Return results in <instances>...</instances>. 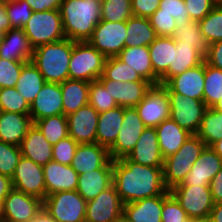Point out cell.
<instances>
[{"mask_svg": "<svg viewBox=\"0 0 222 222\" xmlns=\"http://www.w3.org/2000/svg\"><path fill=\"white\" fill-rule=\"evenodd\" d=\"M163 167H150L127 157L113 160V185L124 204L169 191L163 179Z\"/></svg>", "mask_w": 222, "mask_h": 222, "instance_id": "1", "label": "cell"}, {"mask_svg": "<svg viewBox=\"0 0 222 222\" xmlns=\"http://www.w3.org/2000/svg\"><path fill=\"white\" fill-rule=\"evenodd\" d=\"M60 13L65 37L88 41L101 21V0H63Z\"/></svg>", "mask_w": 222, "mask_h": 222, "instance_id": "2", "label": "cell"}, {"mask_svg": "<svg viewBox=\"0 0 222 222\" xmlns=\"http://www.w3.org/2000/svg\"><path fill=\"white\" fill-rule=\"evenodd\" d=\"M74 41L64 38L34 48L31 62L46 82L63 83L69 79V64Z\"/></svg>", "mask_w": 222, "mask_h": 222, "instance_id": "3", "label": "cell"}, {"mask_svg": "<svg viewBox=\"0 0 222 222\" xmlns=\"http://www.w3.org/2000/svg\"><path fill=\"white\" fill-rule=\"evenodd\" d=\"M205 147L206 144L196 134H192L175 154L164 159L163 179L168 190L185 180Z\"/></svg>", "mask_w": 222, "mask_h": 222, "instance_id": "4", "label": "cell"}, {"mask_svg": "<svg viewBox=\"0 0 222 222\" xmlns=\"http://www.w3.org/2000/svg\"><path fill=\"white\" fill-rule=\"evenodd\" d=\"M106 57L88 41L74 42L69 64V79L92 82L103 73Z\"/></svg>", "mask_w": 222, "mask_h": 222, "instance_id": "5", "label": "cell"}, {"mask_svg": "<svg viewBox=\"0 0 222 222\" xmlns=\"http://www.w3.org/2000/svg\"><path fill=\"white\" fill-rule=\"evenodd\" d=\"M23 30L33 48L66 38L60 10L32 12Z\"/></svg>", "mask_w": 222, "mask_h": 222, "instance_id": "6", "label": "cell"}, {"mask_svg": "<svg viewBox=\"0 0 222 222\" xmlns=\"http://www.w3.org/2000/svg\"><path fill=\"white\" fill-rule=\"evenodd\" d=\"M87 201L76 191H59L46 196L43 209L57 222H85Z\"/></svg>", "mask_w": 222, "mask_h": 222, "instance_id": "7", "label": "cell"}, {"mask_svg": "<svg viewBox=\"0 0 222 222\" xmlns=\"http://www.w3.org/2000/svg\"><path fill=\"white\" fill-rule=\"evenodd\" d=\"M162 86L168 92L170 118L191 134H196L207 109L204 101L174 93L165 84Z\"/></svg>", "mask_w": 222, "mask_h": 222, "instance_id": "8", "label": "cell"}, {"mask_svg": "<svg viewBox=\"0 0 222 222\" xmlns=\"http://www.w3.org/2000/svg\"><path fill=\"white\" fill-rule=\"evenodd\" d=\"M43 209V200L12 189L0 207L4 222H31Z\"/></svg>", "mask_w": 222, "mask_h": 222, "instance_id": "9", "label": "cell"}, {"mask_svg": "<svg viewBox=\"0 0 222 222\" xmlns=\"http://www.w3.org/2000/svg\"><path fill=\"white\" fill-rule=\"evenodd\" d=\"M127 35L126 21H100L88 42L106 58L116 57L124 48Z\"/></svg>", "mask_w": 222, "mask_h": 222, "instance_id": "10", "label": "cell"}, {"mask_svg": "<svg viewBox=\"0 0 222 222\" xmlns=\"http://www.w3.org/2000/svg\"><path fill=\"white\" fill-rule=\"evenodd\" d=\"M14 189L44 200L47 196L43 167L21 156L11 178Z\"/></svg>", "mask_w": 222, "mask_h": 222, "instance_id": "11", "label": "cell"}, {"mask_svg": "<svg viewBox=\"0 0 222 222\" xmlns=\"http://www.w3.org/2000/svg\"><path fill=\"white\" fill-rule=\"evenodd\" d=\"M135 108L146 127L156 128L170 118L167 90L162 85H152Z\"/></svg>", "mask_w": 222, "mask_h": 222, "instance_id": "12", "label": "cell"}, {"mask_svg": "<svg viewBox=\"0 0 222 222\" xmlns=\"http://www.w3.org/2000/svg\"><path fill=\"white\" fill-rule=\"evenodd\" d=\"M169 191L189 218L210 215L214 205L210 186H175Z\"/></svg>", "mask_w": 222, "mask_h": 222, "instance_id": "13", "label": "cell"}, {"mask_svg": "<svg viewBox=\"0 0 222 222\" xmlns=\"http://www.w3.org/2000/svg\"><path fill=\"white\" fill-rule=\"evenodd\" d=\"M123 211L124 203L112 184L87 201L85 222H116Z\"/></svg>", "mask_w": 222, "mask_h": 222, "instance_id": "14", "label": "cell"}, {"mask_svg": "<svg viewBox=\"0 0 222 222\" xmlns=\"http://www.w3.org/2000/svg\"><path fill=\"white\" fill-rule=\"evenodd\" d=\"M146 126L135 107L124 108V117L114 145L109 149L112 160L126 157L135 147Z\"/></svg>", "mask_w": 222, "mask_h": 222, "instance_id": "15", "label": "cell"}, {"mask_svg": "<svg viewBox=\"0 0 222 222\" xmlns=\"http://www.w3.org/2000/svg\"><path fill=\"white\" fill-rule=\"evenodd\" d=\"M67 117L69 136L78 144L96 143L99 113L87 104Z\"/></svg>", "mask_w": 222, "mask_h": 222, "instance_id": "16", "label": "cell"}, {"mask_svg": "<svg viewBox=\"0 0 222 222\" xmlns=\"http://www.w3.org/2000/svg\"><path fill=\"white\" fill-rule=\"evenodd\" d=\"M222 168V158L211 148L206 146L185 180L177 186H210L211 180Z\"/></svg>", "mask_w": 222, "mask_h": 222, "instance_id": "17", "label": "cell"}, {"mask_svg": "<svg viewBox=\"0 0 222 222\" xmlns=\"http://www.w3.org/2000/svg\"><path fill=\"white\" fill-rule=\"evenodd\" d=\"M130 161L150 167H163V156L154 127H146L134 149L126 156Z\"/></svg>", "mask_w": 222, "mask_h": 222, "instance_id": "18", "label": "cell"}, {"mask_svg": "<svg viewBox=\"0 0 222 222\" xmlns=\"http://www.w3.org/2000/svg\"><path fill=\"white\" fill-rule=\"evenodd\" d=\"M63 114V102L60 83L46 82L35 100L30 104L32 121Z\"/></svg>", "mask_w": 222, "mask_h": 222, "instance_id": "19", "label": "cell"}, {"mask_svg": "<svg viewBox=\"0 0 222 222\" xmlns=\"http://www.w3.org/2000/svg\"><path fill=\"white\" fill-rule=\"evenodd\" d=\"M205 61L190 68L180 75L171 77L165 85L174 93L182 96L203 100L205 85Z\"/></svg>", "mask_w": 222, "mask_h": 222, "instance_id": "20", "label": "cell"}, {"mask_svg": "<svg viewBox=\"0 0 222 222\" xmlns=\"http://www.w3.org/2000/svg\"><path fill=\"white\" fill-rule=\"evenodd\" d=\"M47 196L59 191L77 189L79 174L71 165H63L51 160L43 166Z\"/></svg>", "mask_w": 222, "mask_h": 222, "instance_id": "21", "label": "cell"}, {"mask_svg": "<svg viewBox=\"0 0 222 222\" xmlns=\"http://www.w3.org/2000/svg\"><path fill=\"white\" fill-rule=\"evenodd\" d=\"M106 90H109L118 106L123 108L136 107L151 88L149 82H119L98 79Z\"/></svg>", "mask_w": 222, "mask_h": 222, "instance_id": "22", "label": "cell"}, {"mask_svg": "<svg viewBox=\"0 0 222 222\" xmlns=\"http://www.w3.org/2000/svg\"><path fill=\"white\" fill-rule=\"evenodd\" d=\"M112 184L113 160L111 159L104 167L79 175L76 191L89 201Z\"/></svg>", "mask_w": 222, "mask_h": 222, "instance_id": "23", "label": "cell"}, {"mask_svg": "<svg viewBox=\"0 0 222 222\" xmlns=\"http://www.w3.org/2000/svg\"><path fill=\"white\" fill-rule=\"evenodd\" d=\"M111 160L109 150L97 143L79 144L71 162L79 174L104 167Z\"/></svg>", "mask_w": 222, "mask_h": 222, "instance_id": "24", "label": "cell"}, {"mask_svg": "<svg viewBox=\"0 0 222 222\" xmlns=\"http://www.w3.org/2000/svg\"><path fill=\"white\" fill-rule=\"evenodd\" d=\"M33 53L34 48L23 28H11L5 33L0 45V58L9 61L29 62Z\"/></svg>", "mask_w": 222, "mask_h": 222, "instance_id": "25", "label": "cell"}, {"mask_svg": "<svg viewBox=\"0 0 222 222\" xmlns=\"http://www.w3.org/2000/svg\"><path fill=\"white\" fill-rule=\"evenodd\" d=\"M32 125L30 115L0 111V141L20 146Z\"/></svg>", "mask_w": 222, "mask_h": 222, "instance_id": "26", "label": "cell"}, {"mask_svg": "<svg viewBox=\"0 0 222 222\" xmlns=\"http://www.w3.org/2000/svg\"><path fill=\"white\" fill-rule=\"evenodd\" d=\"M19 147L23 157L42 167L52 160L53 146L34 124L28 129Z\"/></svg>", "mask_w": 222, "mask_h": 222, "instance_id": "27", "label": "cell"}, {"mask_svg": "<svg viewBox=\"0 0 222 222\" xmlns=\"http://www.w3.org/2000/svg\"><path fill=\"white\" fill-rule=\"evenodd\" d=\"M155 130L163 159L175 154L192 135L171 118L162 121Z\"/></svg>", "mask_w": 222, "mask_h": 222, "instance_id": "28", "label": "cell"}, {"mask_svg": "<svg viewBox=\"0 0 222 222\" xmlns=\"http://www.w3.org/2000/svg\"><path fill=\"white\" fill-rule=\"evenodd\" d=\"M123 117L124 108L122 106H117L116 108L99 113L96 143L109 150L117 139Z\"/></svg>", "mask_w": 222, "mask_h": 222, "instance_id": "29", "label": "cell"}, {"mask_svg": "<svg viewBox=\"0 0 222 222\" xmlns=\"http://www.w3.org/2000/svg\"><path fill=\"white\" fill-rule=\"evenodd\" d=\"M116 57L152 85H159V79L153 73L148 46L125 47Z\"/></svg>", "mask_w": 222, "mask_h": 222, "instance_id": "30", "label": "cell"}, {"mask_svg": "<svg viewBox=\"0 0 222 222\" xmlns=\"http://www.w3.org/2000/svg\"><path fill=\"white\" fill-rule=\"evenodd\" d=\"M163 194L124 204L123 214L133 222H162Z\"/></svg>", "mask_w": 222, "mask_h": 222, "instance_id": "31", "label": "cell"}, {"mask_svg": "<svg viewBox=\"0 0 222 222\" xmlns=\"http://www.w3.org/2000/svg\"><path fill=\"white\" fill-rule=\"evenodd\" d=\"M148 47L153 73L160 79L169 67H173L176 42L172 37L158 36Z\"/></svg>", "mask_w": 222, "mask_h": 222, "instance_id": "32", "label": "cell"}, {"mask_svg": "<svg viewBox=\"0 0 222 222\" xmlns=\"http://www.w3.org/2000/svg\"><path fill=\"white\" fill-rule=\"evenodd\" d=\"M205 58L196 51L191 45L176 42V50H174L173 67H169L168 71L159 79V85H164L171 77L177 76L186 70L202 64Z\"/></svg>", "mask_w": 222, "mask_h": 222, "instance_id": "33", "label": "cell"}, {"mask_svg": "<svg viewBox=\"0 0 222 222\" xmlns=\"http://www.w3.org/2000/svg\"><path fill=\"white\" fill-rule=\"evenodd\" d=\"M60 87L65 116L88 104L90 82L67 79Z\"/></svg>", "mask_w": 222, "mask_h": 222, "instance_id": "34", "label": "cell"}, {"mask_svg": "<svg viewBox=\"0 0 222 222\" xmlns=\"http://www.w3.org/2000/svg\"><path fill=\"white\" fill-rule=\"evenodd\" d=\"M126 26L125 47L149 46L158 37L149 18L132 16Z\"/></svg>", "mask_w": 222, "mask_h": 222, "instance_id": "35", "label": "cell"}, {"mask_svg": "<svg viewBox=\"0 0 222 222\" xmlns=\"http://www.w3.org/2000/svg\"><path fill=\"white\" fill-rule=\"evenodd\" d=\"M45 83L46 81L43 75L36 66L29 61L25 62L21 69L16 89L18 93L31 104Z\"/></svg>", "mask_w": 222, "mask_h": 222, "instance_id": "36", "label": "cell"}, {"mask_svg": "<svg viewBox=\"0 0 222 222\" xmlns=\"http://www.w3.org/2000/svg\"><path fill=\"white\" fill-rule=\"evenodd\" d=\"M175 42H182V44L191 45L204 58L208 53V44L205 41L203 34L200 31L198 21H187L181 26H176L172 36Z\"/></svg>", "mask_w": 222, "mask_h": 222, "instance_id": "37", "label": "cell"}, {"mask_svg": "<svg viewBox=\"0 0 222 222\" xmlns=\"http://www.w3.org/2000/svg\"><path fill=\"white\" fill-rule=\"evenodd\" d=\"M33 124L52 146L69 136L67 117L64 114L45 117Z\"/></svg>", "mask_w": 222, "mask_h": 222, "instance_id": "38", "label": "cell"}, {"mask_svg": "<svg viewBox=\"0 0 222 222\" xmlns=\"http://www.w3.org/2000/svg\"><path fill=\"white\" fill-rule=\"evenodd\" d=\"M196 135L208 147L222 139V112L207 108Z\"/></svg>", "mask_w": 222, "mask_h": 222, "instance_id": "39", "label": "cell"}, {"mask_svg": "<svg viewBox=\"0 0 222 222\" xmlns=\"http://www.w3.org/2000/svg\"><path fill=\"white\" fill-rule=\"evenodd\" d=\"M99 79L119 82H148L117 57H108L106 59L102 76Z\"/></svg>", "mask_w": 222, "mask_h": 222, "instance_id": "40", "label": "cell"}, {"mask_svg": "<svg viewBox=\"0 0 222 222\" xmlns=\"http://www.w3.org/2000/svg\"><path fill=\"white\" fill-rule=\"evenodd\" d=\"M204 81L203 101L207 108H212L222 98V70L205 62Z\"/></svg>", "mask_w": 222, "mask_h": 222, "instance_id": "41", "label": "cell"}, {"mask_svg": "<svg viewBox=\"0 0 222 222\" xmlns=\"http://www.w3.org/2000/svg\"><path fill=\"white\" fill-rule=\"evenodd\" d=\"M198 23L208 45L222 41V4H217Z\"/></svg>", "mask_w": 222, "mask_h": 222, "instance_id": "42", "label": "cell"}, {"mask_svg": "<svg viewBox=\"0 0 222 222\" xmlns=\"http://www.w3.org/2000/svg\"><path fill=\"white\" fill-rule=\"evenodd\" d=\"M131 0H101V20L111 22L127 21L133 16Z\"/></svg>", "mask_w": 222, "mask_h": 222, "instance_id": "43", "label": "cell"}, {"mask_svg": "<svg viewBox=\"0 0 222 222\" xmlns=\"http://www.w3.org/2000/svg\"><path fill=\"white\" fill-rule=\"evenodd\" d=\"M88 104L95 108L98 113L118 106L109 90H106L99 80L90 82Z\"/></svg>", "mask_w": 222, "mask_h": 222, "instance_id": "44", "label": "cell"}, {"mask_svg": "<svg viewBox=\"0 0 222 222\" xmlns=\"http://www.w3.org/2000/svg\"><path fill=\"white\" fill-rule=\"evenodd\" d=\"M0 108L1 111L30 115V104L16 87L0 89Z\"/></svg>", "mask_w": 222, "mask_h": 222, "instance_id": "45", "label": "cell"}, {"mask_svg": "<svg viewBox=\"0 0 222 222\" xmlns=\"http://www.w3.org/2000/svg\"><path fill=\"white\" fill-rule=\"evenodd\" d=\"M6 12L12 28H23L33 11L24 0H6Z\"/></svg>", "mask_w": 222, "mask_h": 222, "instance_id": "46", "label": "cell"}, {"mask_svg": "<svg viewBox=\"0 0 222 222\" xmlns=\"http://www.w3.org/2000/svg\"><path fill=\"white\" fill-rule=\"evenodd\" d=\"M21 156L19 146L0 141V174L12 178Z\"/></svg>", "mask_w": 222, "mask_h": 222, "instance_id": "47", "label": "cell"}, {"mask_svg": "<svg viewBox=\"0 0 222 222\" xmlns=\"http://www.w3.org/2000/svg\"><path fill=\"white\" fill-rule=\"evenodd\" d=\"M188 219L187 213L180 206L176 198L170 191H165L163 193V207L161 213L162 222H182Z\"/></svg>", "mask_w": 222, "mask_h": 222, "instance_id": "48", "label": "cell"}, {"mask_svg": "<svg viewBox=\"0 0 222 222\" xmlns=\"http://www.w3.org/2000/svg\"><path fill=\"white\" fill-rule=\"evenodd\" d=\"M154 14L172 16L176 20L177 26L191 20L184 0H160L158 10Z\"/></svg>", "mask_w": 222, "mask_h": 222, "instance_id": "49", "label": "cell"}, {"mask_svg": "<svg viewBox=\"0 0 222 222\" xmlns=\"http://www.w3.org/2000/svg\"><path fill=\"white\" fill-rule=\"evenodd\" d=\"M24 63L0 58V89L16 87Z\"/></svg>", "mask_w": 222, "mask_h": 222, "instance_id": "50", "label": "cell"}, {"mask_svg": "<svg viewBox=\"0 0 222 222\" xmlns=\"http://www.w3.org/2000/svg\"><path fill=\"white\" fill-rule=\"evenodd\" d=\"M79 144L70 136L53 145L52 160L63 165H70Z\"/></svg>", "mask_w": 222, "mask_h": 222, "instance_id": "51", "label": "cell"}, {"mask_svg": "<svg viewBox=\"0 0 222 222\" xmlns=\"http://www.w3.org/2000/svg\"><path fill=\"white\" fill-rule=\"evenodd\" d=\"M189 17L200 21L217 5L216 0H184Z\"/></svg>", "mask_w": 222, "mask_h": 222, "instance_id": "52", "label": "cell"}, {"mask_svg": "<svg viewBox=\"0 0 222 222\" xmlns=\"http://www.w3.org/2000/svg\"><path fill=\"white\" fill-rule=\"evenodd\" d=\"M149 20L157 36L171 37L177 26L176 20L167 14H153Z\"/></svg>", "mask_w": 222, "mask_h": 222, "instance_id": "53", "label": "cell"}, {"mask_svg": "<svg viewBox=\"0 0 222 222\" xmlns=\"http://www.w3.org/2000/svg\"><path fill=\"white\" fill-rule=\"evenodd\" d=\"M133 16L150 18L157 10L160 0H131Z\"/></svg>", "mask_w": 222, "mask_h": 222, "instance_id": "54", "label": "cell"}, {"mask_svg": "<svg viewBox=\"0 0 222 222\" xmlns=\"http://www.w3.org/2000/svg\"><path fill=\"white\" fill-rule=\"evenodd\" d=\"M205 62L215 68L222 70V41L212 43L208 46Z\"/></svg>", "mask_w": 222, "mask_h": 222, "instance_id": "55", "label": "cell"}, {"mask_svg": "<svg viewBox=\"0 0 222 222\" xmlns=\"http://www.w3.org/2000/svg\"><path fill=\"white\" fill-rule=\"evenodd\" d=\"M33 12H42L47 10H60L63 0H24Z\"/></svg>", "mask_w": 222, "mask_h": 222, "instance_id": "56", "label": "cell"}, {"mask_svg": "<svg viewBox=\"0 0 222 222\" xmlns=\"http://www.w3.org/2000/svg\"><path fill=\"white\" fill-rule=\"evenodd\" d=\"M212 200L215 203H222V168L210 182Z\"/></svg>", "mask_w": 222, "mask_h": 222, "instance_id": "57", "label": "cell"}, {"mask_svg": "<svg viewBox=\"0 0 222 222\" xmlns=\"http://www.w3.org/2000/svg\"><path fill=\"white\" fill-rule=\"evenodd\" d=\"M12 189L13 186L11 178L0 174V207L4 202V199Z\"/></svg>", "mask_w": 222, "mask_h": 222, "instance_id": "58", "label": "cell"}, {"mask_svg": "<svg viewBox=\"0 0 222 222\" xmlns=\"http://www.w3.org/2000/svg\"><path fill=\"white\" fill-rule=\"evenodd\" d=\"M11 28L12 27L6 12V0H0V30L7 32Z\"/></svg>", "mask_w": 222, "mask_h": 222, "instance_id": "59", "label": "cell"}, {"mask_svg": "<svg viewBox=\"0 0 222 222\" xmlns=\"http://www.w3.org/2000/svg\"><path fill=\"white\" fill-rule=\"evenodd\" d=\"M212 222H222V203H215L210 213Z\"/></svg>", "mask_w": 222, "mask_h": 222, "instance_id": "60", "label": "cell"}, {"mask_svg": "<svg viewBox=\"0 0 222 222\" xmlns=\"http://www.w3.org/2000/svg\"><path fill=\"white\" fill-rule=\"evenodd\" d=\"M31 222H57V221L53 217H51L44 209H42Z\"/></svg>", "mask_w": 222, "mask_h": 222, "instance_id": "61", "label": "cell"}, {"mask_svg": "<svg viewBox=\"0 0 222 222\" xmlns=\"http://www.w3.org/2000/svg\"><path fill=\"white\" fill-rule=\"evenodd\" d=\"M222 158V139L210 146Z\"/></svg>", "mask_w": 222, "mask_h": 222, "instance_id": "62", "label": "cell"}, {"mask_svg": "<svg viewBox=\"0 0 222 222\" xmlns=\"http://www.w3.org/2000/svg\"><path fill=\"white\" fill-rule=\"evenodd\" d=\"M191 222H212L210 215L205 216V217H196V218H191Z\"/></svg>", "mask_w": 222, "mask_h": 222, "instance_id": "63", "label": "cell"}, {"mask_svg": "<svg viewBox=\"0 0 222 222\" xmlns=\"http://www.w3.org/2000/svg\"><path fill=\"white\" fill-rule=\"evenodd\" d=\"M214 110L222 112V98L212 107Z\"/></svg>", "mask_w": 222, "mask_h": 222, "instance_id": "64", "label": "cell"}, {"mask_svg": "<svg viewBox=\"0 0 222 222\" xmlns=\"http://www.w3.org/2000/svg\"><path fill=\"white\" fill-rule=\"evenodd\" d=\"M116 222H133V221L127 218L124 214H122Z\"/></svg>", "mask_w": 222, "mask_h": 222, "instance_id": "65", "label": "cell"}, {"mask_svg": "<svg viewBox=\"0 0 222 222\" xmlns=\"http://www.w3.org/2000/svg\"><path fill=\"white\" fill-rule=\"evenodd\" d=\"M5 33H6L5 31L0 30V45L3 42V39L5 37Z\"/></svg>", "mask_w": 222, "mask_h": 222, "instance_id": "66", "label": "cell"}, {"mask_svg": "<svg viewBox=\"0 0 222 222\" xmlns=\"http://www.w3.org/2000/svg\"><path fill=\"white\" fill-rule=\"evenodd\" d=\"M217 4H222V0H216Z\"/></svg>", "mask_w": 222, "mask_h": 222, "instance_id": "67", "label": "cell"}, {"mask_svg": "<svg viewBox=\"0 0 222 222\" xmlns=\"http://www.w3.org/2000/svg\"><path fill=\"white\" fill-rule=\"evenodd\" d=\"M182 222H191V218H189V219L186 220V221H182Z\"/></svg>", "mask_w": 222, "mask_h": 222, "instance_id": "68", "label": "cell"}]
</instances>
